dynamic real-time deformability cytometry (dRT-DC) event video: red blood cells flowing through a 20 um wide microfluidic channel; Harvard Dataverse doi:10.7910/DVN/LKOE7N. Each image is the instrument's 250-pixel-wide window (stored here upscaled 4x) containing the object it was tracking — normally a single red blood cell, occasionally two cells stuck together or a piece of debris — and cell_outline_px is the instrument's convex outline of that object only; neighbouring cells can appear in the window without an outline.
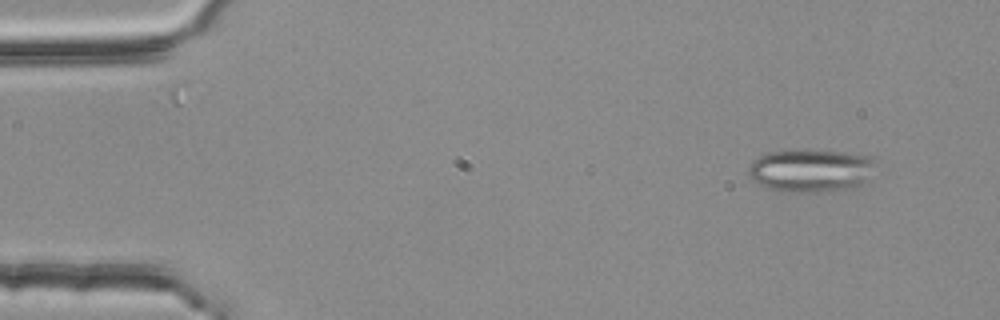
{"species": "common noctule bat (a hibernating species)", "species_latin": "Nyctalus noctula", "temperature_condition": "room temperature", "stored_images_in_passage": 2, "camera_frame_rate_fps": 3000, "um_per_image_px": 0.085, "animal": {"sex": "female", "body_mass_g": 25.1}, "frame": {"image": 1, "passage_image": 1, "time_ms": 0.0, "image_size_px": [1000, 320], "cell_outline_px": [[876, 160], [860, 188], [820, 192], [784, 192], [768, 188], [752, 180], [748, 176], [748, 164], [752, 160], [768, 152], [808, 148], [844, 152], [872, 156]], "centroid_in_image_um": [68.89, 14.48], "position_along_channel_um": 16.1, "area_um2": 32.54}}